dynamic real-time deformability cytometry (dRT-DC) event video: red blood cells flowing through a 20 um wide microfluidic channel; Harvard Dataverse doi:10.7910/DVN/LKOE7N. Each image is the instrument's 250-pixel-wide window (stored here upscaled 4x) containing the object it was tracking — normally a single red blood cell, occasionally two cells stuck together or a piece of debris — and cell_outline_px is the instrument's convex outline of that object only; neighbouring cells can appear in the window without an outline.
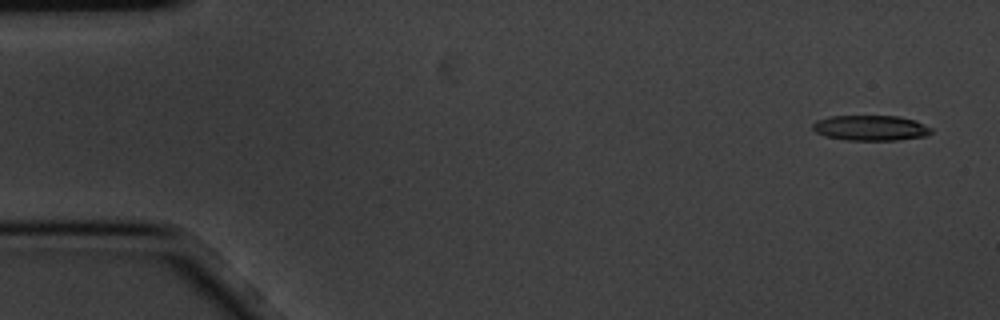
{"species": "common noctule bat (a hibernating species)", "species_latin": "Nyctalus noctula", "temperature_condition": "cold", "stored_images_in_passage": 8, "camera_frame_rate_fps": 3000, "um_per_image_px": 0.085, "animal": {"sex": "male", "body_mass_g": 20.1, "forearm_length_mm": 53.5}, "frame": {"image": 1, "passage_image": 1, "time_ms": 0.0, "image_size_px": [1000, 320], "cell_outline_px": [[932, 132], [924, 136], [896, 140], [848, 140], [824, 136], [816, 132], [812, 128], [812, 124], [816, 120], [828, 116], [896, 116], [916, 120], [932, 128]], "centroid_in_image_um": [73.98, 10.87], "position_along_channel_um": 11.0, "area_um2": 17.51}}
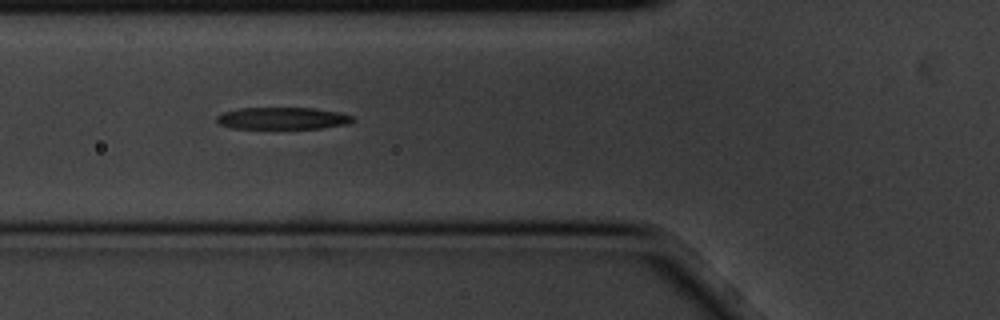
{"frame": {"image": 2, "passage_image": 5, "time_ms": 1.333, "image_size_px": [1000, 320], "cell_outline_px": [[356, 120], [348, 124], [320, 128], [232, 128], [220, 124], [216, 120], [216, 116], [224, 112], [240, 108], [316, 108], [340, 112], [352, 116]], "centroid_in_image_um": [24.05, 10.05], "position_along_channel_um": 101.7, "area_um2": 17.4}}
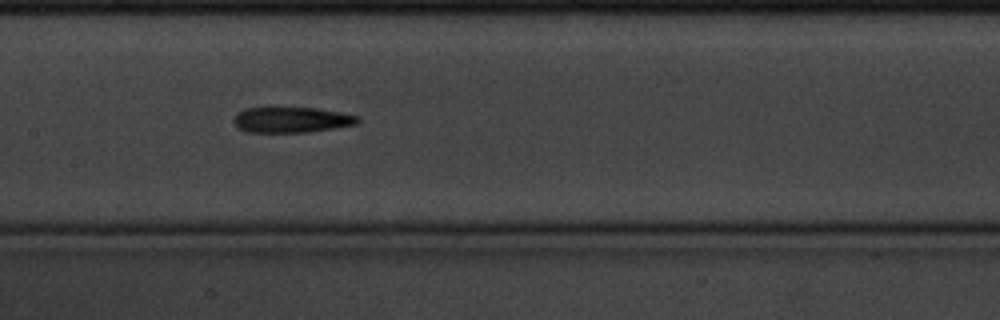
{"frame": {"image": 3, "passage_image": 7, "time_ms": 2.0, "image_size_px": [1000, 320], "cell_outline_px": [[360, 120], [356, 124], [308, 132], [248, 132], [236, 128], [232, 120], [236, 112], [244, 108], [316, 108], [340, 112], [360, 116]], "centroid_in_image_um": [24.73, 10.18], "position_along_channel_um": 182.7, "area_um2": 18.55}}